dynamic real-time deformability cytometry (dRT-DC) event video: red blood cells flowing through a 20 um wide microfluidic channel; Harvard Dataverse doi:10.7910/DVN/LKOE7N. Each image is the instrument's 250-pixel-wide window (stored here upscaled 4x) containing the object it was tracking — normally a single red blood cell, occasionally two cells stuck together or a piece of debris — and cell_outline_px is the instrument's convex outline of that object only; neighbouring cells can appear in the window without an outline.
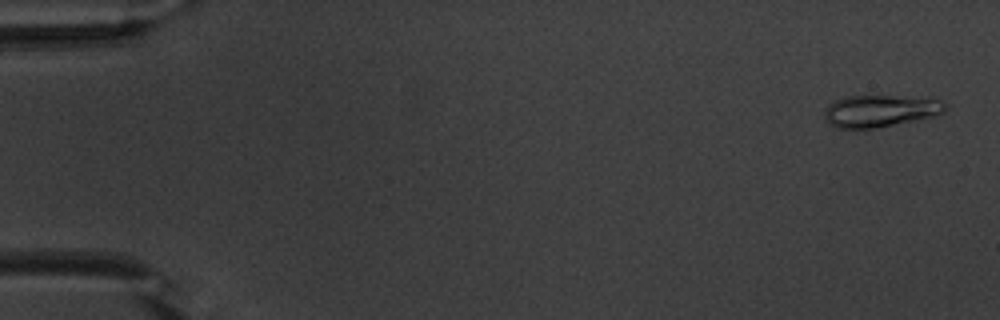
{"species": "common noctule bat (a hibernating species)", "species_latin": "Nyctalus noctula", "temperature_condition": "warm", "stored_images_in_passage": 53, "camera_frame_rate_fps": 3000, "um_per_image_px": 0.085, "animal": {"sex": "male", "body_mass_g": 20.1, "forearm_length_mm": 53.5}, "frame": {"image": 1, "passage_image": 2, "time_ms": 0.333, "image_size_px": [1000, 320], "cell_outline_px": [[948, 108], [944, 112], [932, 116], [876, 128], [856, 132], [836, 128], [828, 124], [824, 120], [824, 112], [828, 104], [844, 96], [892, 96], [940, 100], [948, 104]], "centroid_in_image_um": [74.71, 9.47], "position_along_channel_um": 10.3, "area_um2": 22.95}}
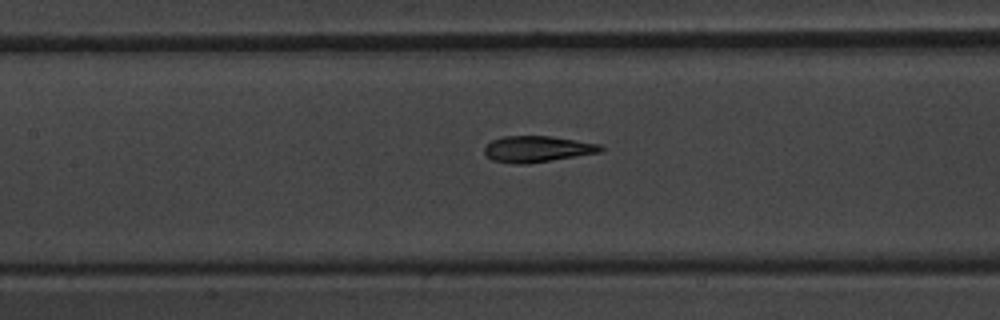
{"frame": {"image": 2, "passage_image": 25, "time_ms": 8.0, "image_size_px": [1000, 320], "cell_outline_px": [[604, 148], [600, 152], [528, 164], [516, 164], [492, 160], [484, 152], [484, 148], [492, 140], [504, 136], [552, 136], [600, 144]], "centroid_in_image_um": [45.66, 12.66], "position_along_channel_um": 161.7, "area_um2": 17.63}}
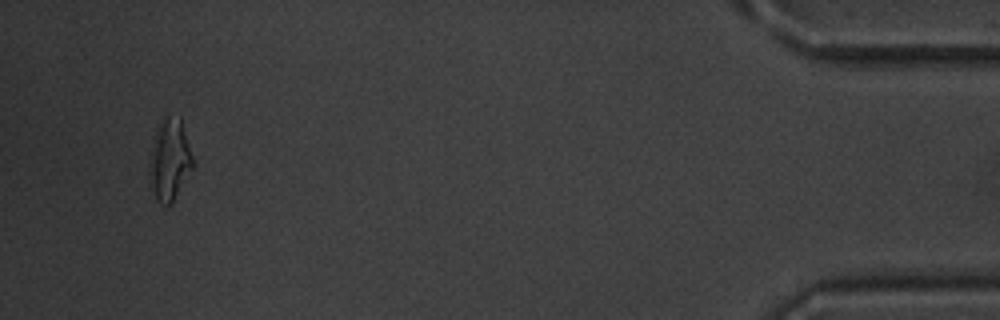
{"frame": {"image": 3, "passage_image": 51, "time_ms": 16.667, "image_size_px": [1000, 320], "cell_outline_px": [[196, 164], [172, 204], [160, 204], [156, 200], [152, 188], [148, 168], [148, 164], [156, 128], [164, 112], [180, 116]], "centroid_in_image_um": [14.44, 13.52], "position_along_channel_um": 420.8, "area_um2": 21.44}, "authors_computed_cell_mechanics": {"area_um2": 18.0914, "velocity_mm_per_s": 3.8171, "shape_relaxation_time_tau1_ms": 6.8378, "shape_relaxation_time_tau2_ms": 1.8713, "deformation_change_tau1": 0.2167, "deformation_change_tau2": 0.0852}}